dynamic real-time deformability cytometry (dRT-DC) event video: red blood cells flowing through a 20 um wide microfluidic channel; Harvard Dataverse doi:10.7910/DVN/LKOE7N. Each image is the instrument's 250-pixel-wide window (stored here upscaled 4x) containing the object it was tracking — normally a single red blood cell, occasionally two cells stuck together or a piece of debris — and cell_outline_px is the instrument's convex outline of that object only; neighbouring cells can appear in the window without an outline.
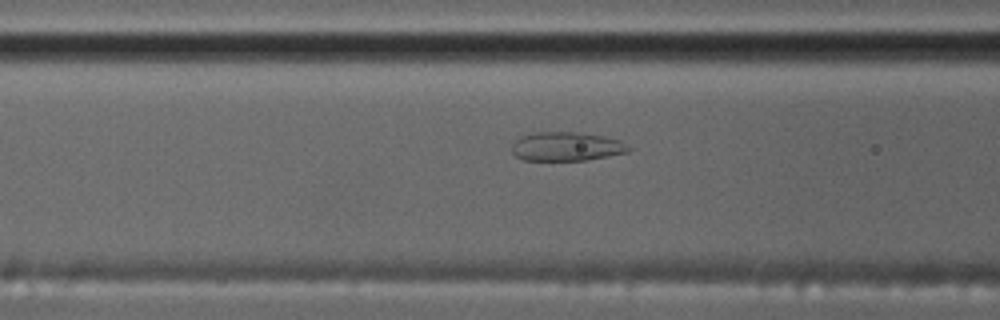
{"species": "common noctule bat (a hibernating species)", "species_latin": "Nyctalus noctula", "temperature_condition": "cold", "stored_images_in_passage": 7, "camera_frame_rate_fps": 3000, "um_per_image_px": 0.085, "animal": {"sex": "male", "body_mass_g": 17.5, "forearm_length_mm": 52.3}, "frame": {"image": 1, "passage_image": 7, "time_ms": 7.0, "image_size_px": [1000, 320], "cell_outline_px": [[632, 148], [628, 152], [588, 160], [524, 160], [516, 156], [512, 152], [512, 144], [520, 136], [532, 132], [580, 132], [604, 136], [620, 140]], "centroid_in_image_um": [48.15, 12.44], "position_along_channel_um": 118.4, "area_um2": 19.83}}